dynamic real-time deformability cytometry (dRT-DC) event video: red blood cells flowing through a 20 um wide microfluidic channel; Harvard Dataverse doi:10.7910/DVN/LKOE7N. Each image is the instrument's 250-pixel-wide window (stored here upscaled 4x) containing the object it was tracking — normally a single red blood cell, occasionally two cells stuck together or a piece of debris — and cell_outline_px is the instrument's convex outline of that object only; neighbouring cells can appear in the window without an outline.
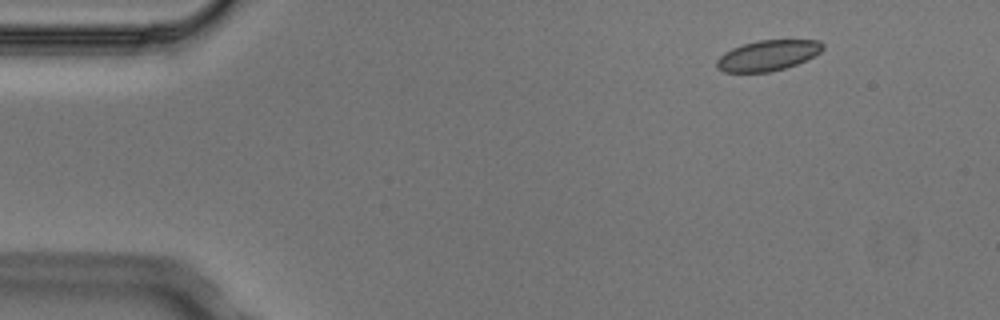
{"species": "Egyptian fruit bat (a non-hibernating species)", "species_latin": "Rousettus aegyptiacus", "temperature_condition": "cold", "stored_images_in_passage": 4, "camera_frame_rate_fps": 3000, "um_per_image_px": 0.085, "animal": {"sex": "male"}, "frame": {"image": 1, "passage_image": 2, "time_ms": 0.333, "image_size_px": [1000, 320], "cell_outline_px": [[824, 48], [816, 56], [796, 64], [784, 68], [768, 72], [724, 72], [716, 68], [716, 60], [724, 52], [732, 48], [744, 44], [760, 40], [820, 40], [824, 44]], "centroid_in_image_um": [65.27, 4.71], "position_along_channel_um": 19.7, "area_um2": 18.9}}
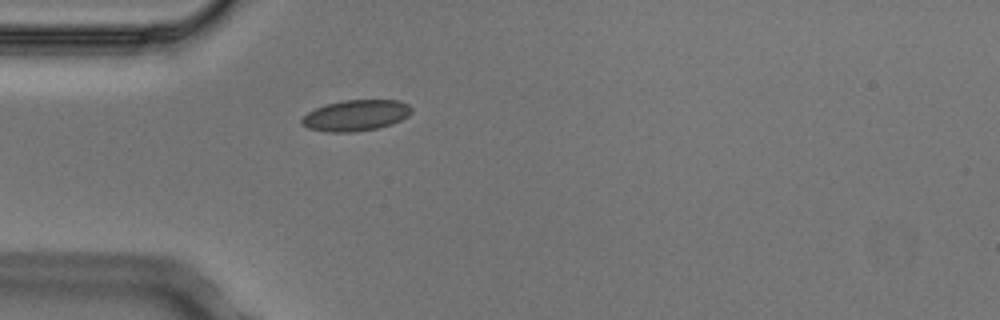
{"frame": {"image": 2, "passage_image": 4, "time_ms": 1.0, "image_size_px": [1000, 320], "cell_outline_px": [[412, 112], [408, 116], [392, 124], [376, 128], [352, 132], [328, 132], [308, 128], [300, 124], [300, 120], [308, 112], [324, 104], [344, 100], [396, 100], [408, 104], [412, 108]], "centroid_in_image_um": [30.22, 9.8], "position_along_channel_um": 54.8, "area_um2": 19.83}}